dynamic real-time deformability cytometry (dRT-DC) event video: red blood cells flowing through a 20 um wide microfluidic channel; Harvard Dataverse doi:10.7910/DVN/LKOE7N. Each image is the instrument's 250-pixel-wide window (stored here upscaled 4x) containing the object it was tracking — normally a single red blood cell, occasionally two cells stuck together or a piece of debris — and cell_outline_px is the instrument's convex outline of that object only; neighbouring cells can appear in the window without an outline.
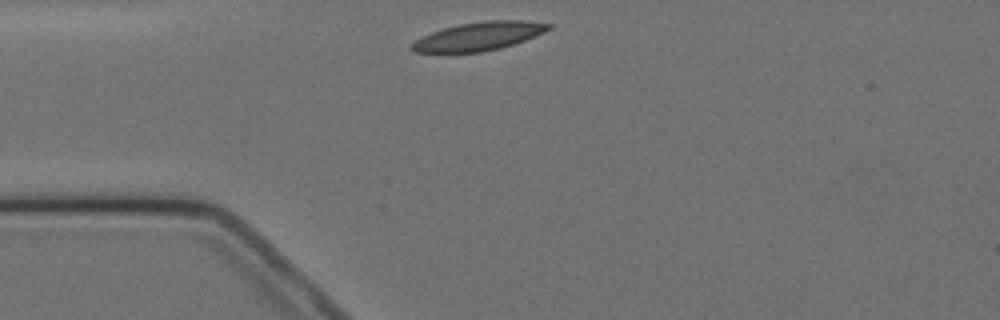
{"species": "Egyptian fruit bat (a non-hibernating species)", "species_latin": "Rousettus aegyptiacus", "temperature_condition": "cold", "stored_images_in_passage": 13, "camera_frame_rate_fps": 3000, "um_per_image_px": 0.085, "animal": {"sex": "female"}, "frame": {"image": 1, "passage_image": 1, "time_ms": 0.0, "image_size_px": [1000, 320], "cell_outline_px": [[552, 28], [544, 32], [524, 40], [500, 48], [480, 52], [416, 52], [408, 48], [408, 44], [432, 32], [444, 28], [460, 24], [488, 20], [524, 20], [552, 24]], "centroid_in_image_um": [40.69, 3.08], "position_along_channel_um": 44.3, "area_um2": 22.43}}
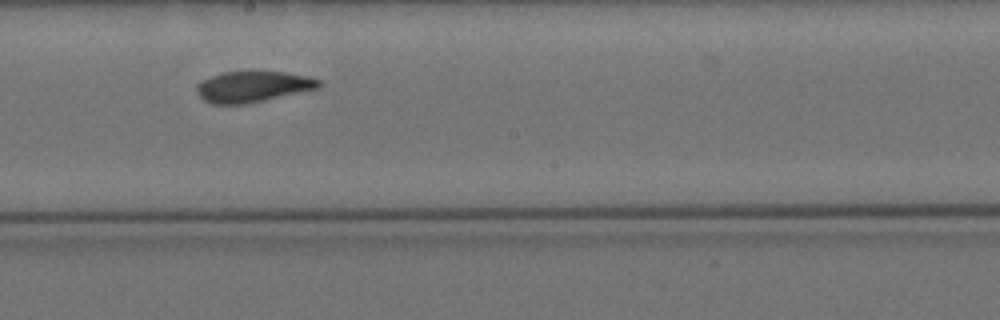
{"frame": {"image": 2, "passage_image": 6, "time_ms": 5.667, "image_size_px": [1000, 320], "cell_outline_px": [[324, 84], [320, 88], [264, 100], [244, 104], [212, 104], [204, 100], [200, 96], [196, 88], [196, 84], [212, 76], [224, 72], [248, 68], [252, 68], [284, 72], [308, 76], [320, 80]], "centroid_in_image_um": [21.53, 7.31], "position_along_channel_um": 226.7, "area_um2": 22.77}}
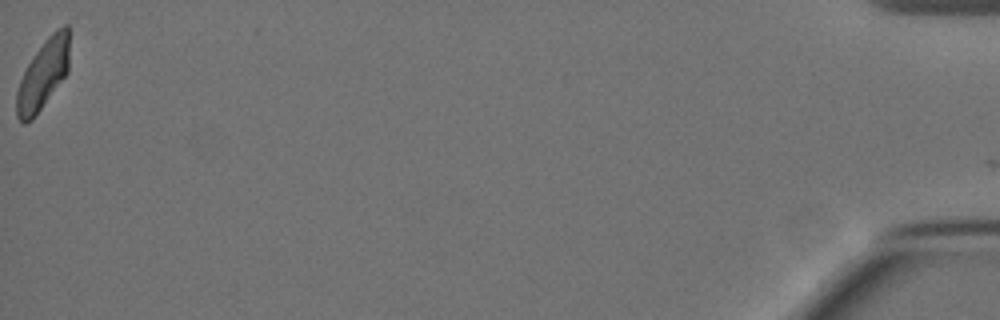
{"frame": {"image": 3, "passage_image": 13, "time_ms": 14.667, "image_size_px": [1000, 320], "cell_outline_px": [[68, 72], [32, 120], [24, 124], [16, 116], [16, 92], [20, 80], [28, 64], [44, 40], [56, 28], [64, 24], [68, 24]], "centroid_in_image_um": [3.65, 6.33], "position_along_channel_um": 431.5, "area_um2": 21.15}, "authors_computed_cell_mechanics": {"area_um2": 22.253, "velocity_mm_per_s": 3.4674, "shape_relaxation_time_tau1_ms": 6.9796, "shape_relaxation_time_tau2_ms": null, "deformation_change_tau1": 0.1508, "deformation_change_tau2": null}}